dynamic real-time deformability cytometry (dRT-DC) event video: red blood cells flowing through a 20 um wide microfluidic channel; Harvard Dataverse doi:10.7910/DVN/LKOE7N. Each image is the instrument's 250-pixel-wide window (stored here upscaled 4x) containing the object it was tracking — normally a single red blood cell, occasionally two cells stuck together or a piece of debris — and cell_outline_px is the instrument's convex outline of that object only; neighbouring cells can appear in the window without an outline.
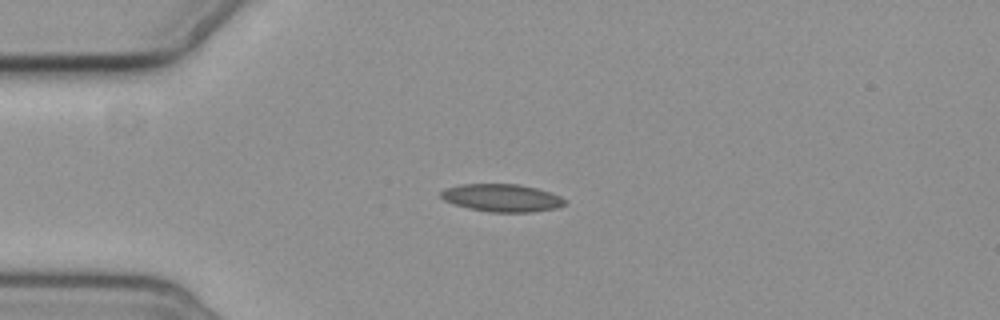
{"species": "common noctule bat (a hibernating species)", "species_latin": "Nyctalus noctula", "temperature_condition": "cold", "stored_images_in_passage": 5, "camera_frame_rate_fps": 3000, "um_per_image_px": 0.085, "animal": {"sex": "female", "body_mass_g": 19.3, "forearm_length_mm": 54.1}, "frame": {"image": 1, "passage_image": 4, "time_ms": 3.667, "image_size_px": [1000, 320], "cell_outline_px": [[568, 200], [564, 204], [556, 208], [532, 212], [488, 212], [468, 208], [444, 200], [440, 196], [440, 192], [444, 188], [460, 184], [520, 184], [536, 188], [560, 196]], "centroid_in_image_um": [42.65, 16.81], "position_along_channel_um": 42.4, "area_um2": 20.0}}